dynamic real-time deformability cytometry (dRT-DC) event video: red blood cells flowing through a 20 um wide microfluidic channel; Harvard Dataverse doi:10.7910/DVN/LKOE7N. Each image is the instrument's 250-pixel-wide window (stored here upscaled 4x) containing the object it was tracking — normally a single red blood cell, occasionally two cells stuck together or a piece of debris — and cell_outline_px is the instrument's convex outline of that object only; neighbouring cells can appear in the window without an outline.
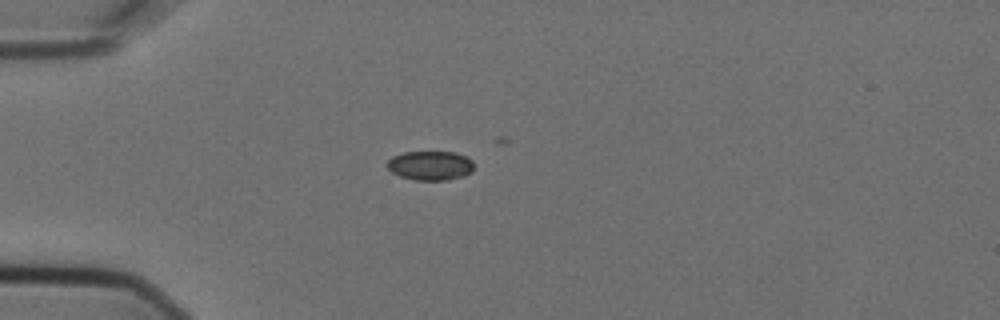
{"species": "Egyptian fruit bat (a non-hibernating species)", "species_latin": "Rousettus aegyptiacus", "temperature_condition": "cold", "stored_images_in_passage": 6, "camera_frame_rate_fps": 3000, "um_per_image_px": 0.085, "animal": {"sex": "female"}, "frame": {"image": 1, "passage_image": 4, "time_ms": 1.0, "image_size_px": [1000, 320], "cell_outline_px": [[472, 172], [464, 176], [448, 180], [416, 180], [400, 176], [392, 172], [384, 164], [392, 156], [404, 152], [456, 152], [472, 160]], "centroid_in_image_um": [36.55, 14.07], "position_along_channel_um": 48.4, "area_um2": 14.85}}
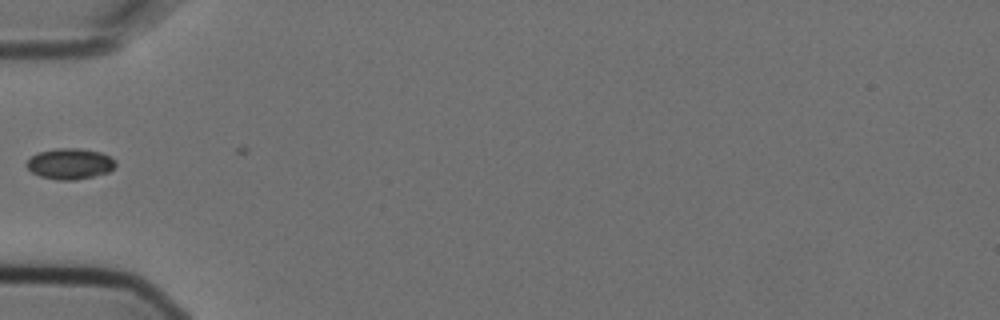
{"frame": {"image": 2, "passage_image": 5, "time_ms": 1.333, "image_size_px": [1000, 320], "cell_outline_px": [[116, 164], [108, 172], [76, 180], [56, 180], [40, 176], [32, 172], [24, 164], [36, 152], [56, 148], [80, 148], [100, 152], [116, 160]], "centroid_in_image_um": [5.91, 13.91], "position_along_channel_um": 79.1, "area_um2": 16.01}}
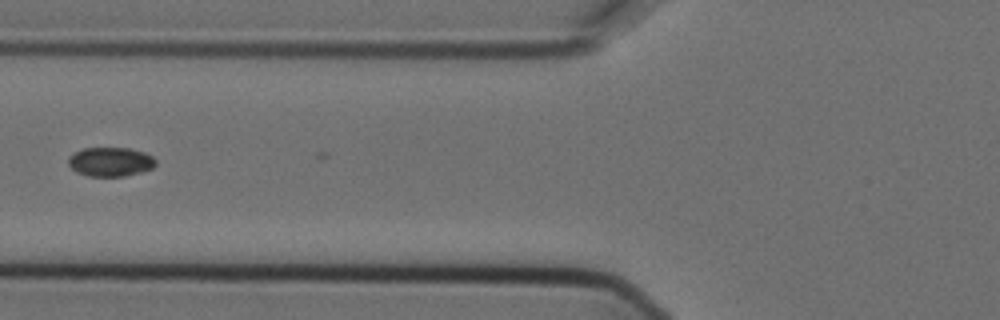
{"frame": {"image": 3, "passage_image": 6, "time_ms": 1.667, "image_size_px": [1000, 320], "cell_outline_px": [[156, 164], [152, 168], [140, 172], [124, 176], [88, 176], [76, 172], [68, 164], [68, 156], [72, 152], [84, 148], [128, 148], [144, 152], [152, 156], [156, 160]], "centroid_in_image_um": [9.36, 13.74], "position_along_channel_um": 116.4, "area_um2": 14.91}}